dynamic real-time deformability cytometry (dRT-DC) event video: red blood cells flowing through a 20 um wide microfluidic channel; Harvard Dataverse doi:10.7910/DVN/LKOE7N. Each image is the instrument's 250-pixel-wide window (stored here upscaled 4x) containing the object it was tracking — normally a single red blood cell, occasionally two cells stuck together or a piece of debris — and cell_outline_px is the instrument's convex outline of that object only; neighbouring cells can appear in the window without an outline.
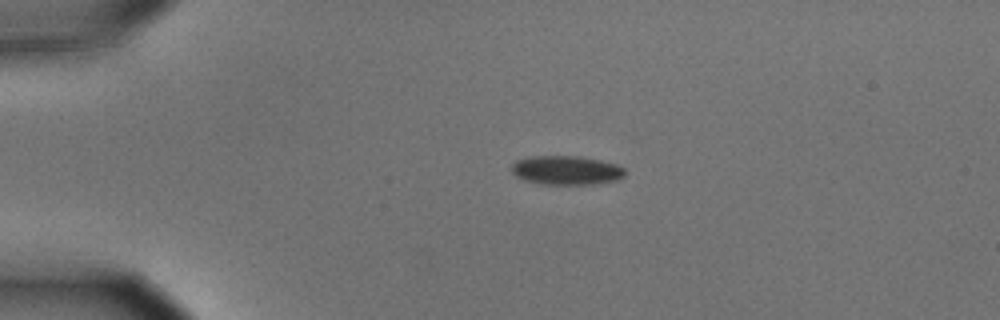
{"species": "common noctule bat (a hibernating species)", "species_latin": "Nyctalus noctula", "temperature_condition": "cold", "stored_images_in_passage": 2, "camera_frame_rate_fps": 3000, "um_per_image_px": 0.085, "animal": {"sex": "male", "body_mass_g": 15.6}, "frame": {"image": 1, "passage_image": 1, "time_ms": 0.0, "image_size_px": [1000, 320], "cell_outline_px": [[624, 176], [616, 180], [592, 184], [544, 184], [524, 180], [516, 176], [512, 172], [512, 164], [516, 160], [524, 156], [580, 156], [600, 160], [616, 164], [624, 168]], "centroid_in_image_um": [48.1, 14.46], "position_along_channel_um": 36.9, "area_um2": 19.19}}